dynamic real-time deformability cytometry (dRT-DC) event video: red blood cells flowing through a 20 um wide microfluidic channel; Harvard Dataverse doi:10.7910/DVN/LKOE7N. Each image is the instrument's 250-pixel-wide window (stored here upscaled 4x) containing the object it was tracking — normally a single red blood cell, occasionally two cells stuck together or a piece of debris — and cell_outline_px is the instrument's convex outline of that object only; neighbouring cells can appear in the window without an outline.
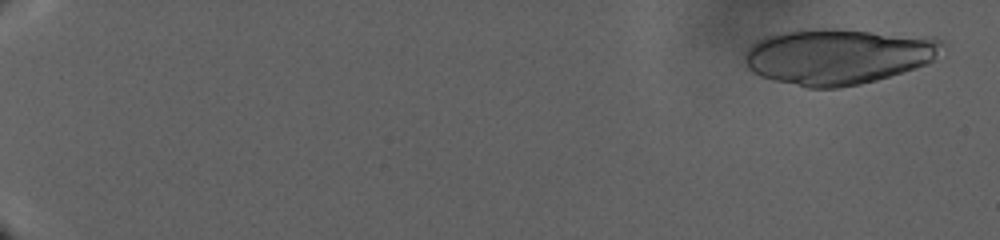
{"species": "human", "species_latin": "Homo sapiens", "temperature_condition": "warm", "stored_images_in_passage": 65, "camera_frame_rate_fps": 3000, "um_per_image_px": 0.085, "donor": {"sex": "male"}, "frame": {"image": 1, "passage_image": 3, "time_ms": 1.333, "image_size_px": [1000, 240], "cell_outline_px": [[944, 44], [932, 60], [928, 64], [916, 68], [876, 80], [860, 84], [840, 88], [808, 88], [760, 76], [752, 72], [744, 64], [744, 56], [748, 48], [756, 40], [764, 36], [780, 32], [820, 28], [836, 28], [936, 36], [944, 40]], "centroid_in_image_um": [71.26, 4.77], "position_along_channel_um": 13.7, "area_um2": 64.91}}
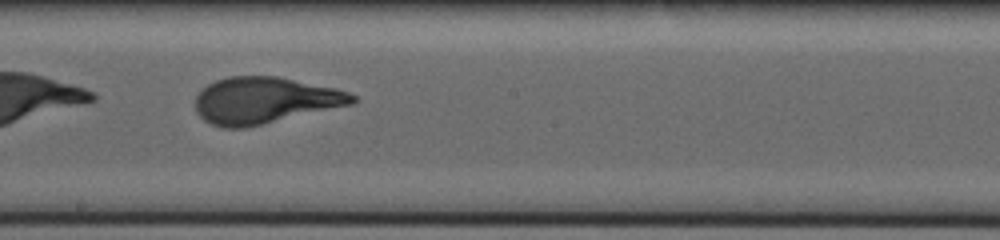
{"frame": {"image": 2, "passage_image": 41, "time_ms": 28.667, "image_size_px": [1000, 240], "cell_outline_px": [[356, 100], [352, 104], [244, 128], [224, 128], [212, 124], [204, 120], [196, 112], [196, 96], [208, 84], [216, 80], [228, 76], [276, 76], [336, 88], [348, 92], [356, 96]], "centroid_in_image_um": [22.48, 8.53], "position_along_channel_um": 225.7, "area_um2": 42.19}}
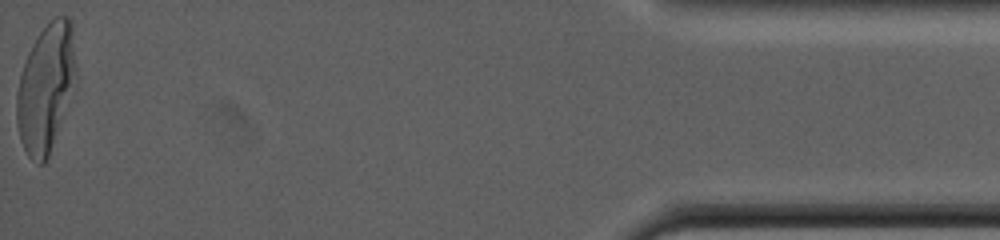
{"frame": {"image": 3, "passage_image": 65, "time_ms": 45.667, "image_size_px": [1000, 240], "cell_outline_px": [[76, 68], [48, 156], [44, 164], [36, 164], [28, 156], [20, 140], [16, 120], [16, 92], [20, 76], [28, 52], [36, 36], [56, 16], [68, 16], [72, 20], [76, 64]], "centroid_in_image_um": [3.84, 7.41], "position_along_channel_um": 431.4, "area_um2": 42.77}}